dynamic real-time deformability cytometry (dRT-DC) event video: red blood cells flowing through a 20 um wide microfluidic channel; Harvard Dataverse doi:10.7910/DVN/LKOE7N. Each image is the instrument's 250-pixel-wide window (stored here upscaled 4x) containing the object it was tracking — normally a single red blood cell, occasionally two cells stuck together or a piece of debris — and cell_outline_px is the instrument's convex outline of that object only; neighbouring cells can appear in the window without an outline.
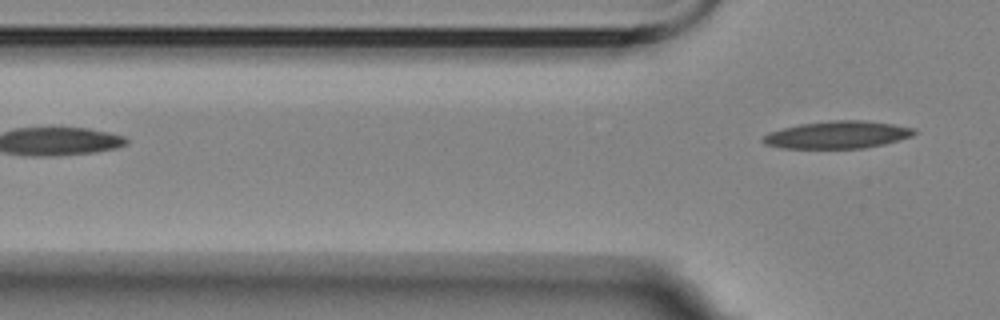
{"species": "Egyptian fruit bat (a non-hibernating species)", "species_latin": "Rousettus aegyptiacus", "temperature_condition": "room temperature", "stored_images_in_passage": 3, "camera_frame_rate_fps": 3000, "um_per_image_px": 0.085, "animal": {"sex": "female"}, "frame": {"image": 1, "passage_image": 3, "time_ms": 2.333, "image_size_px": [1000, 320], "cell_outline_px": [[916, 132], [912, 136], [900, 140], [884, 144], [864, 148], [784, 148], [764, 144], [760, 140], [764, 136], [772, 132], [784, 128], [800, 124], [832, 120], [860, 120], [892, 124], [916, 128]], "centroid_in_image_um": [71.22, 11.46], "position_along_channel_um": 54.6, "area_um2": 23.99}}